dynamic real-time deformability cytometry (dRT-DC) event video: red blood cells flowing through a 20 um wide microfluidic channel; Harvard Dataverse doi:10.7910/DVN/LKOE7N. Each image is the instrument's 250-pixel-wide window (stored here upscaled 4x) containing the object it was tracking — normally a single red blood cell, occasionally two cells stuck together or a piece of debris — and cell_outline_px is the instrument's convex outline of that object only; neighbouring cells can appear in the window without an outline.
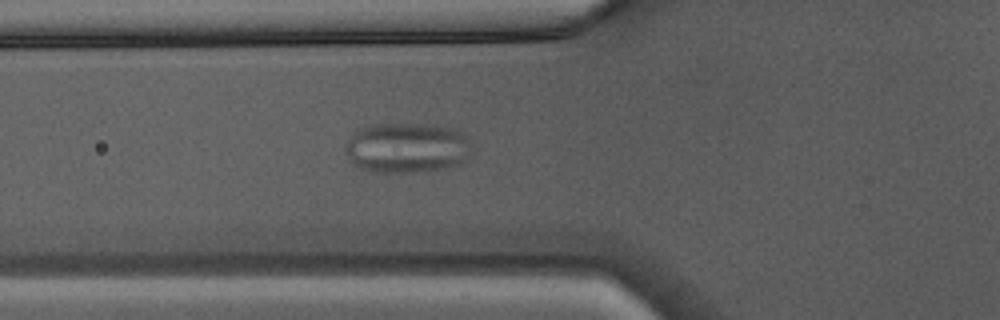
{"species": "Egyptian fruit bat (a non-hibernating species)", "species_latin": "Rousettus aegyptiacus", "temperature_condition": "warm", "stored_images_in_passage": 34, "camera_frame_rate_fps": 3000, "um_per_image_px": 0.085, "animal": {"sex": "male"}, "frame": {"image": 1, "passage_image": 5, "time_ms": 1.333, "image_size_px": [1000, 320], "cell_outline_px": [[468, 160], [460, 164], [444, 168], [416, 172], [368, 172], [356, 168], [352, 164], [344, 152], [344, 144], [356, 132], [372, 124], [424, 124], [452, 128], [464, 132], [468, 140]], "centroid_in_image_um": [34.54, 12.58], "position_along_channel_um": 91.3, "area_um2": 37.22}}
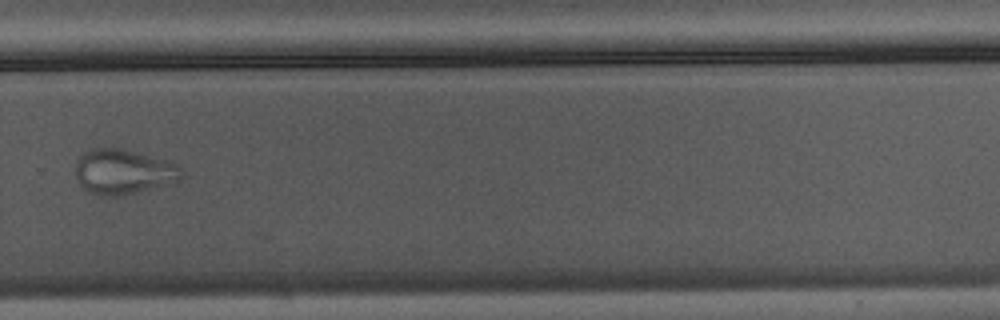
{"frame": {"image": 2, "passage_image": 20, "time_ms": 6.333, "image_size_px": [1000, 320], "cell_outline_px": [[184, 172], [176, 180], [120, 196], [100, 196], [84, 188], [80, 184], [76, 176], [76, 164], [80, 156], [84, 152], [96, 148], [120, 148], [168, 160], [176, 164]], "centroid_in_image_um": [10.44, 14.58], "position_along_channel_um": 319.4, "area_um2": 27.11}}
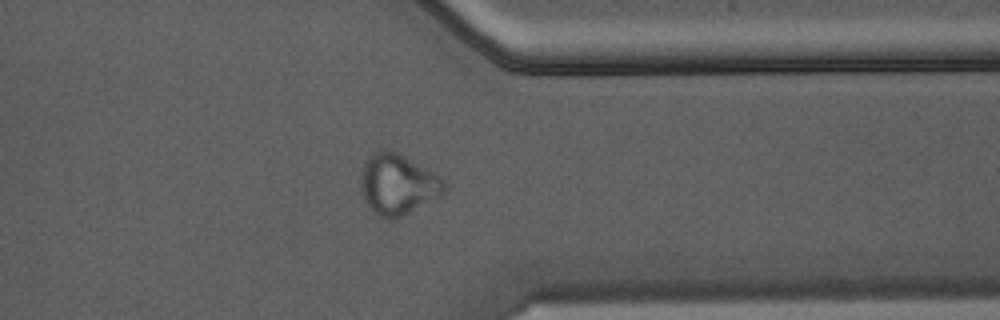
{"frame": {"image": 3, "passage_image": 24, "time_ms": 7.667, "image_size_px": [1000, 320], "cell_outline_px": [[448, 188], [440, 196], [392, 220], [388, 220], [376, 216], [368, 208], [360, 192], [360, 188], [364, 164], [372, 152], [384, 148], [388, 148], [444, 176], [448, 184]], "centroid_in_image_um": [33.83, 15.66], "position_along_channel_um": 377.6, "area_um2": 30.06}}